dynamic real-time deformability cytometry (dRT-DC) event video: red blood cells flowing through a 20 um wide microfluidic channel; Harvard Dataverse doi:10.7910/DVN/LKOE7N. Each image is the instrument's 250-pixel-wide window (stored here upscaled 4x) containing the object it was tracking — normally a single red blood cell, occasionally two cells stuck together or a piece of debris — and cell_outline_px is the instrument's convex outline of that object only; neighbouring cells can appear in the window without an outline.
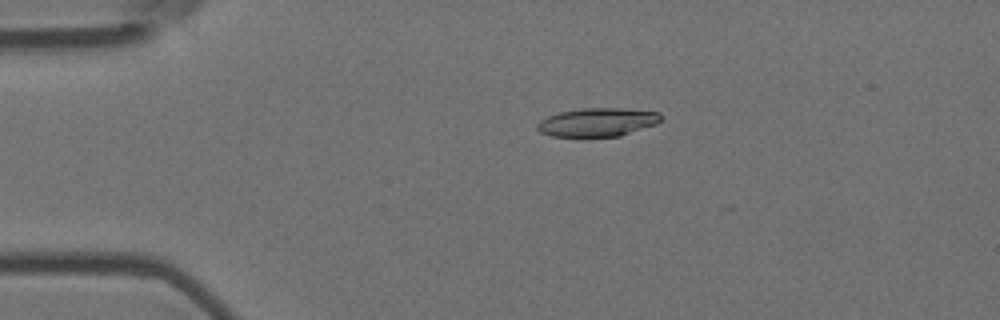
{"species": "Egyptian fruit bat (a non-hibernating species)", "species_latin": "Rousettus aegyptiacus", "temperature_condition": "room temperature", "stored_images_in_passage": 50, "camera_frame_rate_fps": 3000, "um_per_image_px": 0.085, "animal": {"sex": "female"}, "frame": {"image": 1, "passage_image": 6, "time_ms": 1.667, "image_size_px": [1000, 320], "cell_outline_px": [[660, 120], [656, 124], [620, 136], [552, 136], [540, 132], [536, 128], [536, 124], [540, 120], [548, 116], [560, 112], [584, 108], [616, 108], [660, 112]], "centroid_in_image_um": [50.76, 10.39], "position_along_channel_um": 34.2, "area_um2": 20.29}}
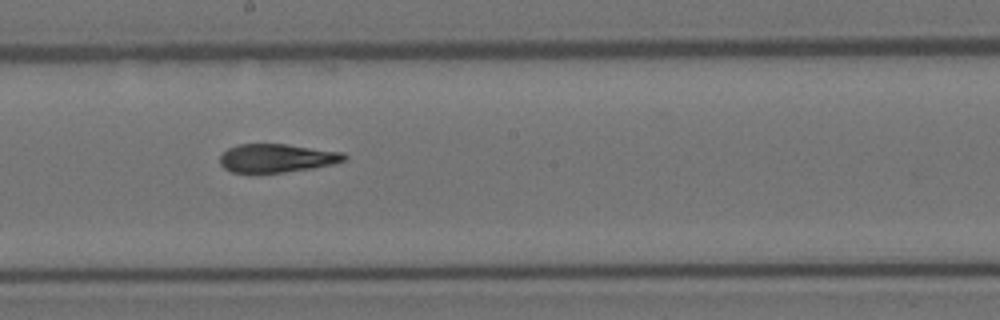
{"frame": {"image": 2, "passage_image": 25, "time_ms": 8.0, "image_size_px": [1000, 320], "cell_outline_px": [[348, 156], [344, 160], [332, 164], [312, 168], [284, 172], [252, 176], [232, 172], [224, 168], [220, 164], [220, 156], [228, 148], [236, 144], [288, 144], [344, 152]], "centroid_in_image_um": [23.47, 13.47], "position_along_channel_um": 224.7, "area_um2": 21.33}}
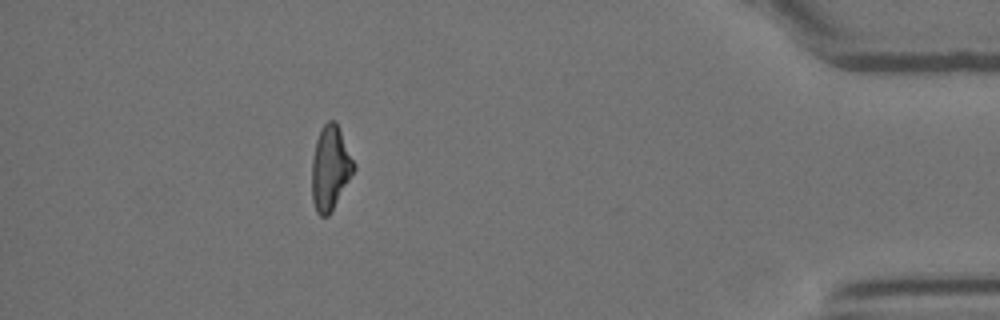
{"frame": {"image": 3, "passage_image": 44, "time_ms": 14.333, "image_size_px": [1000, 320], "cell_outline_px": [[356, 168], [328, 216], [320, 216], [316, 212], [312, 200], [312, 160], [316, 140], [320, 128], [328, 120], [336, 120], [356, 164]], "centroid_in_image_um": [28.07, 14.24], "position_along_channel_um": 407.1, "area_um2": 20.63}, "authors_computed_cell_mechanics": {"area_um2": 21.1548, "velocity_mm_per_s": 3.6794, "shape_relaxation_time_tau1_ms": 9.8376, "shape_relaxation_time_tau2_ms": 2.1903, "deformation_change_tau1": 0.2596, "deformation_change_tau2": 0.1032}}